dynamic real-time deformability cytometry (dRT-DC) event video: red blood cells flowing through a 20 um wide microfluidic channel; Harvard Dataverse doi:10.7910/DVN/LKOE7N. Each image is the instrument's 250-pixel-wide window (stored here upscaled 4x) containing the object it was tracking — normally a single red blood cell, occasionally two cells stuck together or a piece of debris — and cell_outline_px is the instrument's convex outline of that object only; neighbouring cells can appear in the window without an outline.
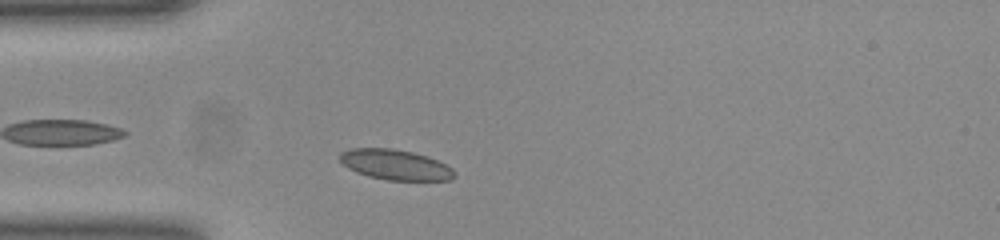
{"species": "common noctule bat (a hibernating species)", "species_latin": "Nyctalus noctula", "temperature_condition": "room temperature", "stored_images_in_passage": 38, "camera_frame_rate_fps": 3000, "um_per_image_px": 0.085, "animal": {"sex": "female", "body_mass_g": 23.0, "forearm_length_mm": 53.4}, "frame": {"image": 1, "passage_image": 4, "time_ms": 1.0, "image_size_px": [1000, 240], "cell_outline_px": [[456, 176], [452, 180], [388, 180], [368, 176], [356, 172], [348, 168], [340, 160], [340, 152], [348, 148], [392, 148], [412, 152], [428, 156], [452, 168], [456, 172]], "centroid_in_image_um": [33.6, 14.0], "position_along_channel_um": 51.4, "area_um2": 20.29}}
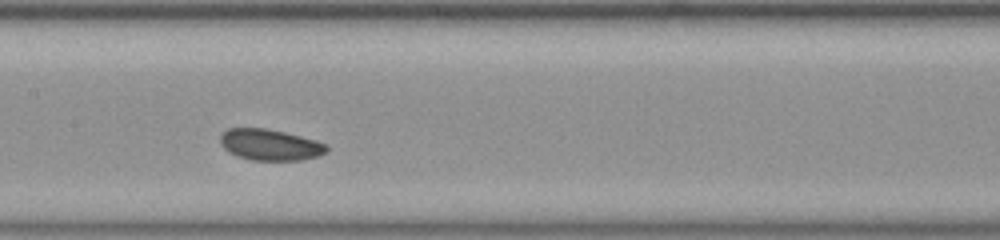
{"frame": {"image": 2, "passage_image": 15, "time_ms": 4.667, "image_size_px": [1000, 240], "cell_outline_px": [[328, 152], [320, 156], [304, 160], [252, 160], [236, 156], [228, 152], [220, 144], [220, 136], [228, 128], [264, 128], [284, 132], [316, 140], [328, 144]], "centroid_in_image_um": [22.98, 12.32], "position_along_channel_um": 184.4, "area_um2": 19.54}}
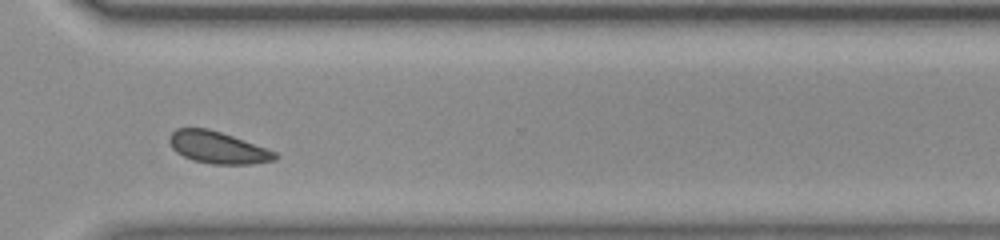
{"frame": {"image": 3, "passage_image": 28, "time_ms": 9.0, "image_size_px": [1000, 240], "cell_outline_px": [[280, 156], [276, 160], [252, 164], [212, 164], [192, 160], [176, 152], [172, 148], [168, 140], [168, 136], [176, 128], [208, 128], [244, 140], [276, 152]], "centroid_in_image_um": [18.5, 12.54], "position_along_channel_um": 352.1, "area_um2": 19.71}, "authors_computed_cell_mechanics": {"area_um2": 19.5364, "velocity_mm_per_s": 3.8572, "shape_relaxation_time_tau1_ms": null, "shape_relaxation_time_tau2_ms": 3.7878, "deformation_change_tau1": null, "deformation_change_tau2": 0.0595}}